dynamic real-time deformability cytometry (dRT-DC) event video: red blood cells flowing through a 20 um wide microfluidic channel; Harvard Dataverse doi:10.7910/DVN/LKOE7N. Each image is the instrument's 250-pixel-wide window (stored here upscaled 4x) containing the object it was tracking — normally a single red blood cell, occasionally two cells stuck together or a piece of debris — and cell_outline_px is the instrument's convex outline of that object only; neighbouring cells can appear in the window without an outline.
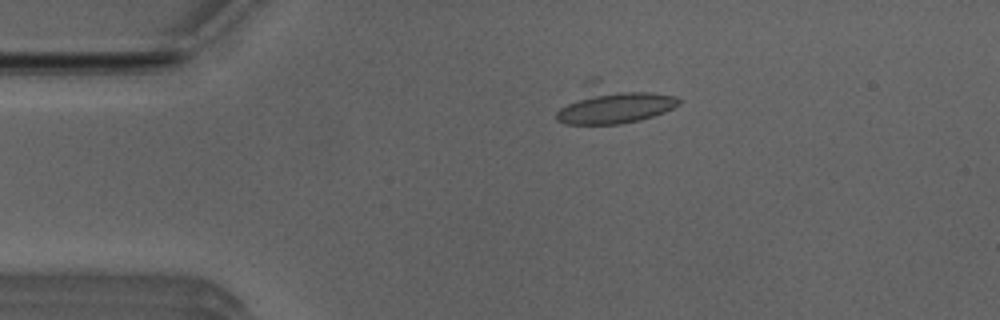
{"species": "Egyptian fruit bat (a non-hibernating species)", "species_latin": "Rousettus aegyptiacus", "temperature_condition": "room temperature", "stored_images_in_passage": 47, "camera_frame_rate_fps": 3000, "um_per_image_px": 0.085, "animal": {"sex": "male"}, "frame": {"image": 1, "passage_image": 9, "time_ms": 2.667, "image_size_px": [1000, 320], "cell_outline_px": [[680, 104], [664, 112], [640, 120], [620, 124], [564, 124], [556, 120], [556, 112], [584, 80], [588, 76], [600, 76], [676, 96], [680, 100]], "centroid_in_image_um": [52.08, 8.75], "position_along_channel_um": 32.9, "area_um2": 29.13}}
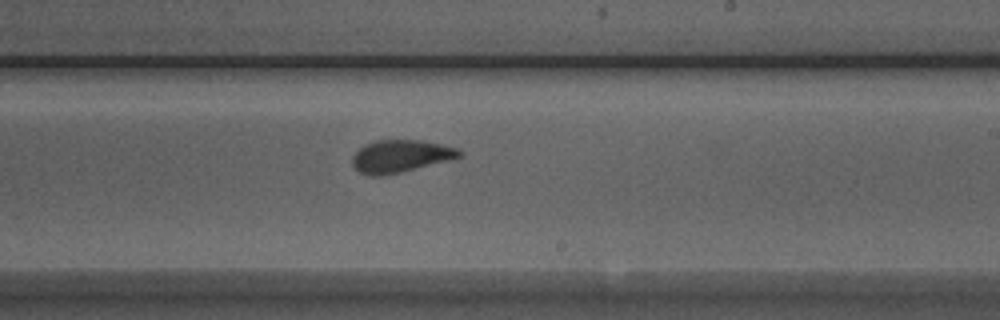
{"frame": {"image": 2, "passage_image": 29, "time_ms": 9.333, "image_size_px": [1000, 320], "cell_outline_px": [[464, 156], [384, 176], [368, 176], [360, 172], [352, 164], [352, 156], [364, 144], [376, 140], [420, 140], [460, 148], [464, 152]], "centroid_in_image_um": [34.06, 13.27], "position_along_channel_um": 254.9, "area_um2": 20.29}}
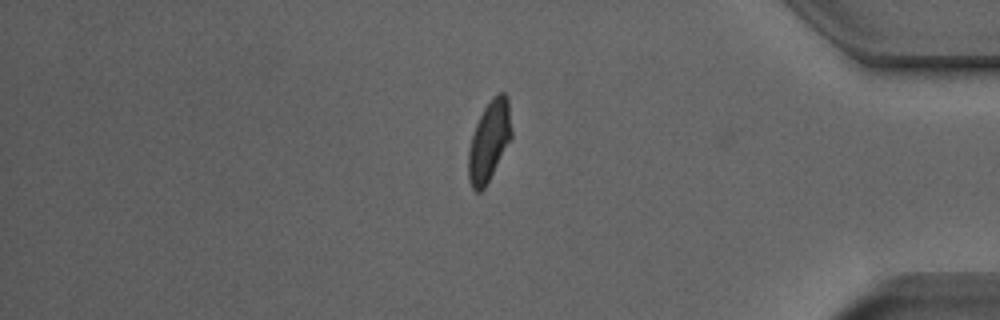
{"frame": {"image": 3, "passage_image": 42, "time_ms": 13.667, "image_size_px": [1000, 320], "cell_outline_px": [[512, 136], [484, 188], [480, 192], [476, 192], [472, 188], [468, 176], [468, 148], [476, 124], [484, 108], [492, 96], [496, 92], [504, 92], [508, 96], [512, 132]], "centroid_in_image_um": [41.58, 11.94], "position_along_channel_um": 393.6, "area_um2": 20.06}}